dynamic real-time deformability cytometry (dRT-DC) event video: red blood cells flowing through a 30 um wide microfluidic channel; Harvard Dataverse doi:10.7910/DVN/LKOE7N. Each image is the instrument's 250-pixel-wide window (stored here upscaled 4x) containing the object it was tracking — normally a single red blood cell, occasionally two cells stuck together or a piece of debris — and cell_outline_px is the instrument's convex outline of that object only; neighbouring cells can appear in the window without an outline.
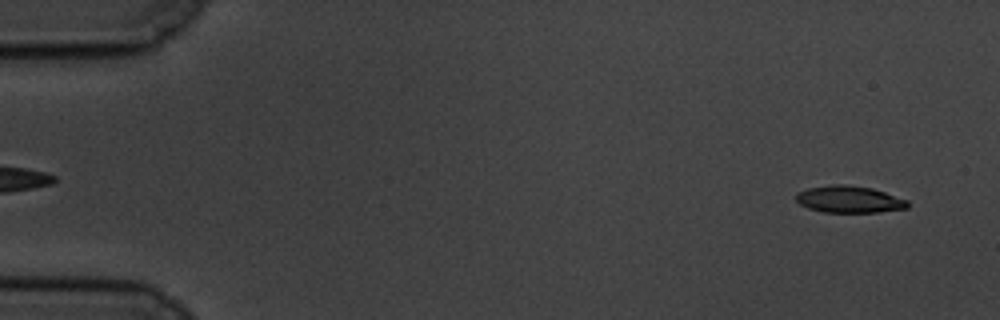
{"species": "common noctule bat (a hibernating species)", "species_latin": "Nyctalus noctula", "temperature_condition": "cold", "stored_images_in_passage": 59, "camera_frame_rate_fps": 3000, "um_per_image_px": 0.085, "animal": {"sex": "male", "body_mass_g": 19.5, "forearm_length_mm": 54.6}, "frame": {"image": 1, "passage_image": 4, "time_ms": 1.0, "image_size_px": [1000, 320], "cell_outline_px": [[908, 208], [880, 212], [824, 212], [808, 208], [800, 204], [796, 200], [796, 192], [808, 188], [832, 184], [848, 184], [872, 188], [908, 200]], "centroid_in_image_um": [72.17, 16.94], "position_along_channel_um": 12.8, "area_um2": 17.57}}
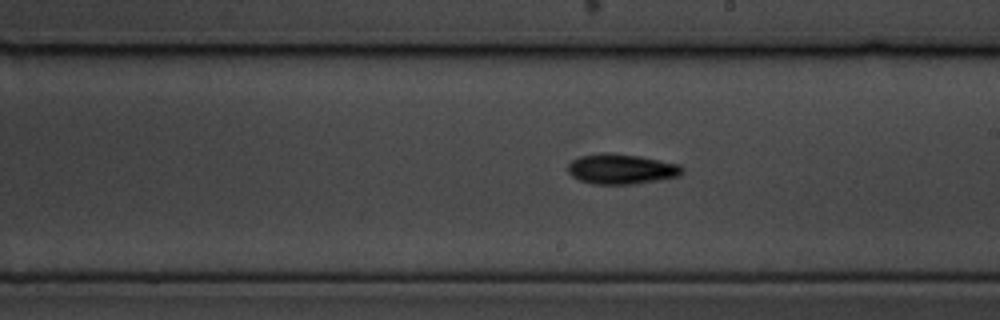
{"frame": {"image": 2, "passage_image": 34, "time_ms": 11.0, "image_size_px": [1000, 320], "cell_outline_px": [[684, 172], [680, 176], [632, 184], [592, 184], [580, 180], [572, 176], [568, 172], [568, 164], [572, 160], [580, 156], [600, 152], [608, 152], [640, 156], [680, 164], [684, 168]], "centroid_in_image_um": [52.82, 14.35], "position_along_channel_um": 236.2, "area_um2": 20.23}}
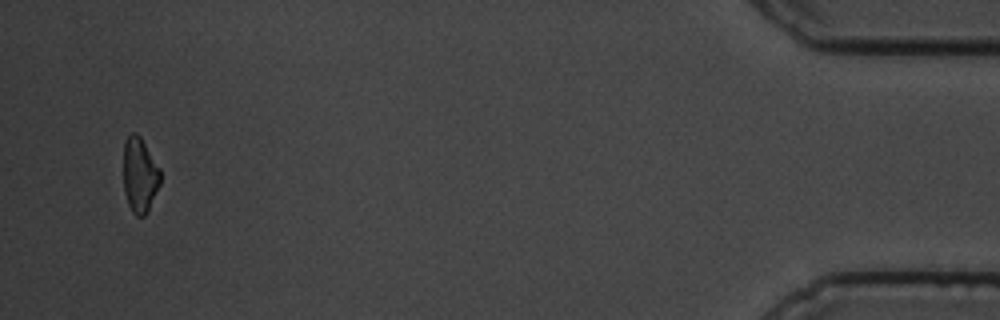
{"frame": {"image": 3, "passage_image": 57, "time_ms": 18.667, "image_size_px": [1000, 320], "cell_outline_px": [[160, 184], [144, 216], [136, 216], [132, 212], [128, 204], [124, 192], [124, 140], [132, 132], [136, 132], [140, 136], [160, 168]], "centroid_in_image_um": [11.86, 14.85], "position_along_channel_um": 423.3, "area_um2": 16.01}, "authors_computed_cell_mechanics": {"area_um2": 17.9758, "velocity_mm_per_s": 3.4462, "shape_relaxation_time_tau1_ms": 4.1231, "shape_relaxation_time_tau2_ms": 10.5193, "deformation_change_tau1": 0.1219, "deformation_change_tau2": 0.1993}}